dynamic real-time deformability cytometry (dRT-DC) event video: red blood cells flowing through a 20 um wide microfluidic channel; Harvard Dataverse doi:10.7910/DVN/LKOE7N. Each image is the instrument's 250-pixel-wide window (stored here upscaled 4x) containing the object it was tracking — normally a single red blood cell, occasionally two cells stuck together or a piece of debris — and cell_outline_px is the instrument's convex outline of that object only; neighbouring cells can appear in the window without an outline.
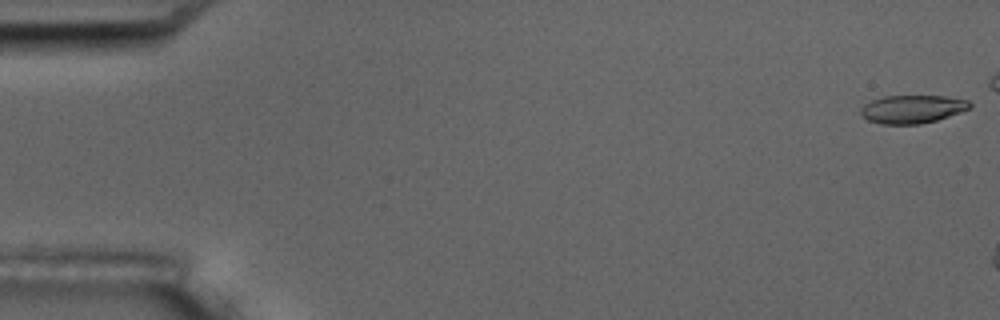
{"species": "common noctule bat (a hibernating species)", "species_latin": "Nyctalus noctula", "temperature_condition": "room temperature", "stored_images_in_passage": 3, "camera_frame_rate_fps": 3000, "um_per_image_px": 0.085, "animal": {"sex": "male", "body_mass_g": 17.5, "forearm_length_mm": 52.3}, "frame": {"image": 1, "passage_image": 1, "time_ms": 0.0, "image_size_px": [1000, 320], "cell_outline_px": [[972, 108], [936, 120], [920, 124], [880, 124], [868, 120], [860, 116], [860, 108], [864, 104], [872, 100], [884, 96], [944, 96], [968, 100], [972, 104]], "centroid_in_image_um": [77.52, 9.27], "position_along_channel_um": 7.5, "area_um2": 17.98}}